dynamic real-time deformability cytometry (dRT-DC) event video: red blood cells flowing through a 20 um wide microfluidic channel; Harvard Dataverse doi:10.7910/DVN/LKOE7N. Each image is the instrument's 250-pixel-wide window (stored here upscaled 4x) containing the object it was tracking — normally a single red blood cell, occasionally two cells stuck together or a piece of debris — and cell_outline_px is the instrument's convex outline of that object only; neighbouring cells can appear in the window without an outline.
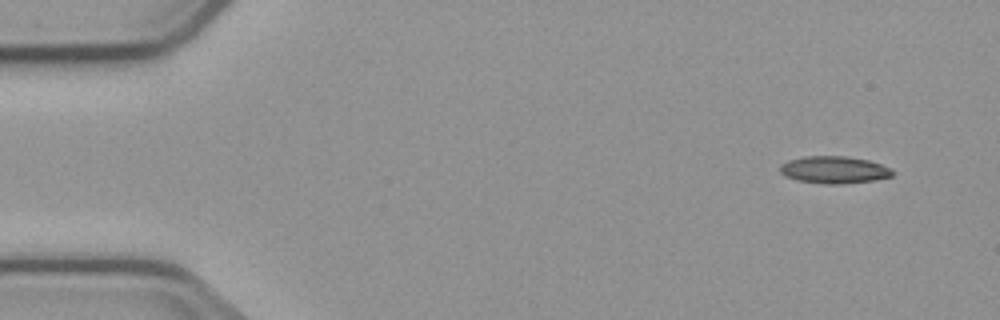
{"species": "common noctule bat (a hibernating species)", "species_latin": "Nyctalus noctula", "temperature_condition": "cold", "stored_images_in_passage": 52, "camera_frame_rate_fps": 3000, "um_per_image_px": 0.085, "animal": {"sex": "male", "body_mass_g": 23.1, "forearm_length_mm": 52.7}, "frame": {"image": 1, "passage_image": 1, "time_ms": 0.0, "image_size_px": [1000, 320], "cell_outline_px": [[896, 172], [892, 176], [876, 180], [844, 184], [824, 184], [796, 180], [784, 176], [780, 172], [780, 164], [788, 160], [804, 156], [844, 156], [868, 160], [892, 168]], "centroid_in_image_um": [70.91, 14.44], "position_along_channel_um": 14.1, "area_um2": 18.09}}
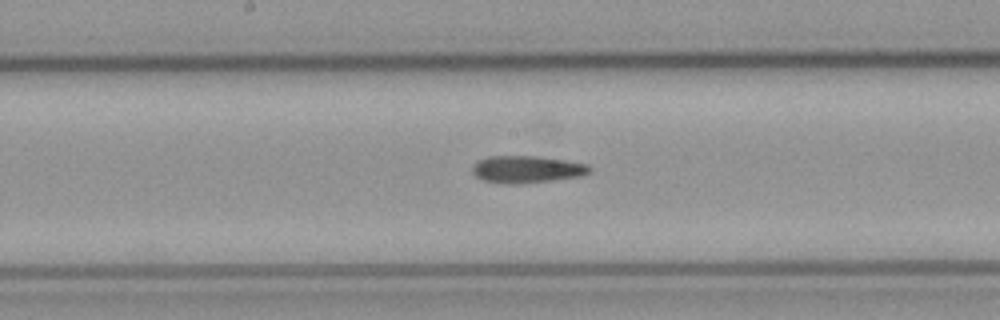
{"frame": {"image": 2, "passage_image": 25, "time_ms": 8.0, "image_size_px": [1000, 320], "cell_outline_px": [[592, 172], [580, 176], [552, 180], [516, 184], [512, 184], [484, 180], [476, 176], [472, 172], [472, 168], [480, 160], [488, 156], [536, 156], [564, 160], [588, 164], [592, 168]], "centroid_in_image_um": [44.83, 14.38], "position_along_channel_um": 203.4, "area_um2": 18.32}}
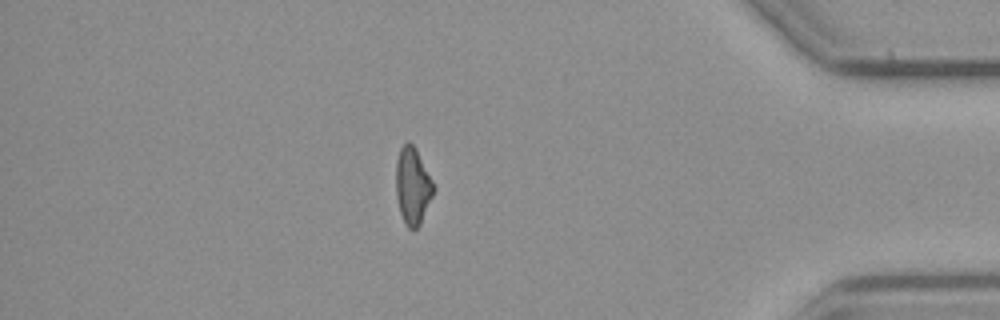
{"frame": {"image": 3, "passage_image": 44, "time_ms": 14.333, "image_size_px": [1000, 320], "cell_outline_px": [[436, 188], [420, 224], [416, 228], [408, 228], [400, 212], [396, 196], [396, 160], [400, 148], [408, 140], [416, 148]], "centroid_in_image_um": [35.07, 15.77], "position_along_channel_um": 400.1, "area_um2": 16.76}}